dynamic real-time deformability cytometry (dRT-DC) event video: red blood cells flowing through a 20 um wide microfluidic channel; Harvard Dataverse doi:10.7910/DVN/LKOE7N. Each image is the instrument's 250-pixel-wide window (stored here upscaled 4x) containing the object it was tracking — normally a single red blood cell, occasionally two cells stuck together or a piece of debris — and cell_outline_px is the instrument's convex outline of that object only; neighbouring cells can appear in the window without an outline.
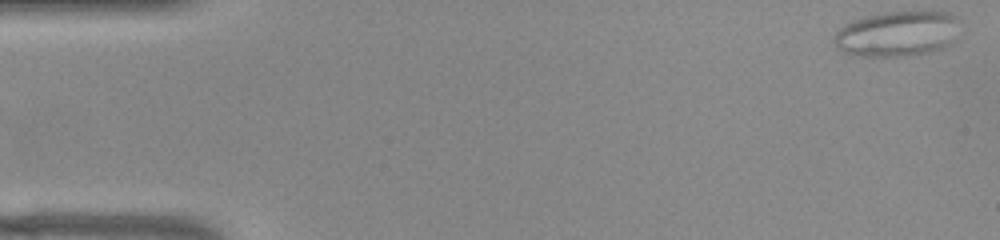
{"species": "common noctule bat (a hibernating species)", "species_latin": "Nyctalus noctula", "temperature_condition": "warm", "stored_images_in_passage": 52, "camera_frame_rate_fps": 3000, "um_per_image_px": 0.085, "animal": {"sex": "female", "body_mass_g": 22.0, "forearm_length_mm": 56.7}, "frame": {"image": 1, "passage_image": 1, "time_ms": 0.0, "image_size_px": [1000, 240], "cell_outline_px": [[952, 40], [948, 44], [940, 48], [928, 52], [908, 56], [852, 56], [840, 52], [836, 48], [832, 40], [836, 32], [840, 28], [864, 16], [884, 12], [952, 12]], "centroid_in_image_um": [76.09, 2.9], "position_along_channel_um": 8.9, "area_um2": 32.43}}
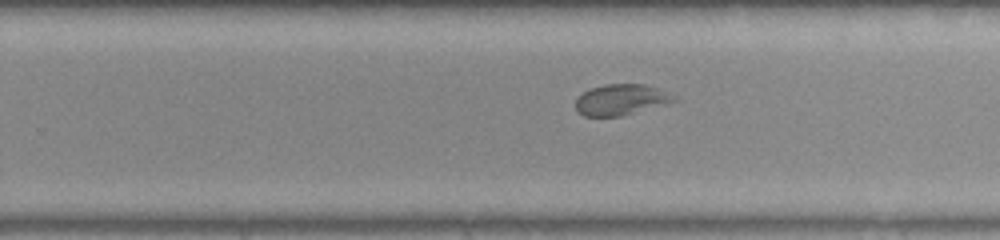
{"frame": {"image": 2, "passage_image": 32, "time_ms": 10.333, "image_size_px": [1000, 240], "cell_outline_px": [[680, 100], [620, 116], [584, 116], [576, 112], [576, 100], [588, 88], [604, 84], [644, 84], [656, 88], [676, 96]], "centroid_in_image_um": [52.77, 8.47], "position_along_channel_um": 277.0, "area_um2": 17.63}}
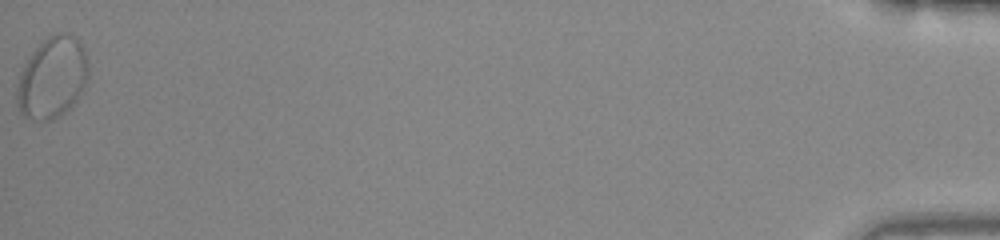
{"frame": {"image": 3, "passage_image": 52, "time_ms": 17.0, "image_size_px": [1000, 240], "cell_outline_px": [[88, 76], [84, 88], [76, 100], [60, 116], [48, 120], [32, 120], [24, 116], [20, 112], [16, 104], [16, 88], [20, 72], [24, 64], [32, 52], [48, 36], [56, 32], [72, 32], [80, 44], [84, 52], [88, 64]], "centroid_in_image_um": [4.42, 6.59], "position_along_channel_um": 430.8, "area_um2": 33.99}, "authors_computed_cell_mechanics": {"area_um2": 22.1085, "velocity_mm_per_s": 3.8669, "shape_relaxation_time_tau1_ms": null, "shape_relaxation_time_tau2_ms": 1.3087, "deformation_change_tau1": null, "deformation_change_tau2": 0.0588}}